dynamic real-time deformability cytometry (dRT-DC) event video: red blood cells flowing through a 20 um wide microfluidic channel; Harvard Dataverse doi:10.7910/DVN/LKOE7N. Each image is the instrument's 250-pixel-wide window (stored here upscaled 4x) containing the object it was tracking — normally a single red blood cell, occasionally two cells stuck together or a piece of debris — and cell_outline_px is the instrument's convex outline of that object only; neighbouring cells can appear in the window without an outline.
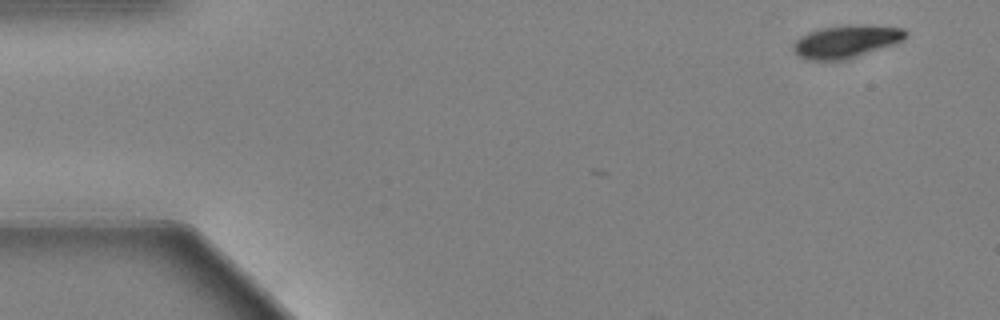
{"species": "Egyptian fruit bat (a non-hibernating species)", "species_latin": "Rousettus aegyptiacus", "temperature_condition": "warm", "stored_images_in_passage": 5, "camera_frame_rate_fps": 3000, "um_per_image_px": 0.085, "animal": {"sex": "female"}, "frame": {"image": 1, "passage_image": 1, "time_ms": 0.0, "image_size_px": [1000, 320], "cell_outline_px": [[908, 36], [904, 40], [848, 60], [804, 60], [792, 48], [792, 44], [800, 36], [808, 32], [824, 28], [904, 28], [908, 32]], "centroid_in_image_um": [71.87, 3.61], "position_along_channel_um": 13.1, "area_um2": 20.29}}